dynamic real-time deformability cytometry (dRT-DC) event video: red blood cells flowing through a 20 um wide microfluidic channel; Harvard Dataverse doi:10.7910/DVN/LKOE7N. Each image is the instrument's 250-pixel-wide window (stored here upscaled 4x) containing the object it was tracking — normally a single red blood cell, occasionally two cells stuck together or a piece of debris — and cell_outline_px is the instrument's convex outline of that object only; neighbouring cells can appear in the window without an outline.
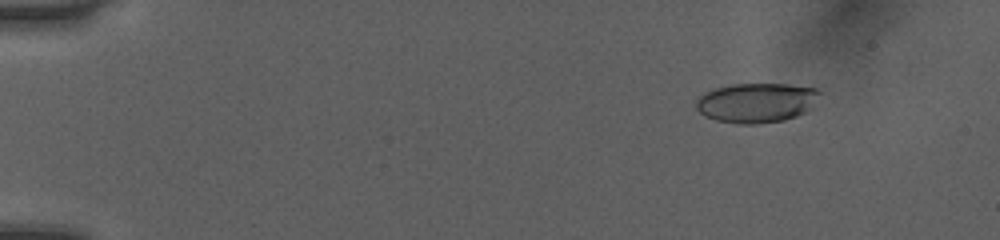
{"species": "human", "species_latin": "Homo sapiens", "temperature_condition": "room temperature", "stored_images_in_passage": 51, "camera_frame_rate_fps": 3000, "um_per_image_px": 0.085, "donor": {"sex": "female"}, "frame": {"image": 1, "passage_image": 6, "time_ms": 1.667, "image_size_px": [1000, 240], "cell_outline_px": [[820, 92], [804, 112], [796, 116], [784, 120], [756, 124], [736, 124], [716, 120], [704, 116], [696, 108], [696, 100], [704, 92], [712, 88], [732, 84], [788, 84], [816, 88]], "centroid_in_image_um": [64.21, 8.73], "position_along_channel_um": 20.8, "area_um2": 28.38}}
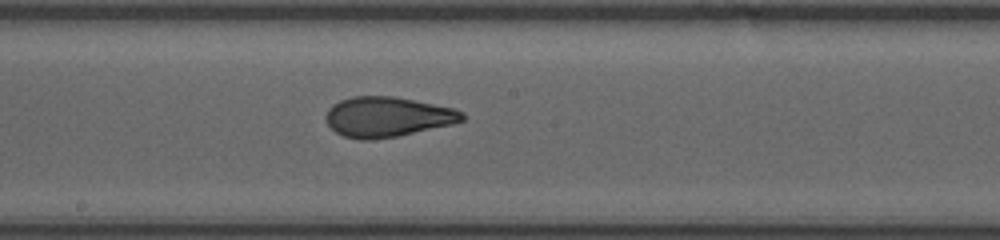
{"frame": {"image": 2, "passage_image": 29, "time_ms": 9.333, "image_size_px": [1000, 240], "cell_outline_px": [[464, 120], [452, 124], [396, 136], [368, 140], [360, 140], [344, 136], [336, 132], [328, 124], [328, 108], [332, 104], [340, 100], [352, 96], [396, 96], [452, 108], [464, 112]], "centroid_in_image_um": [32.93, 9.92], "position_along_channel_um": 215.3, "area_um2": 31.5}}
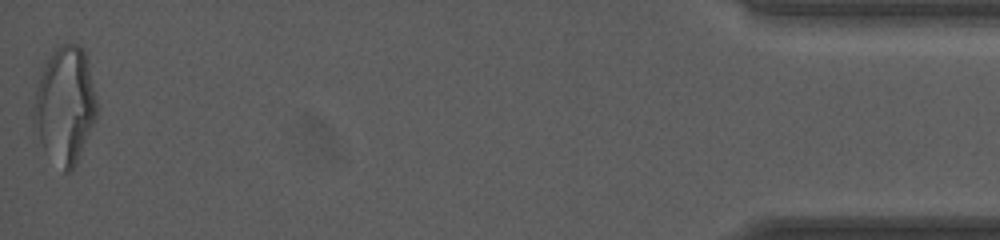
{"frame": {"image": 3, "passage_image": 51, "time_ms": 16.667, "image_size_px": [1000, 240], "cell_outline_px": [[96, 116], [76, 164], [68, 172], [64, 172], [44, 148], [32, 124], [32, 116], [36, 88], [44, 60], [56, 44], [76, 44], [84, 52], [88, 60], [96, 100]], "centroid_in_image_um": [5.49, 8.87], "position_along_channel_um": 429.7, "area_um2": 42.71}, "authors_computed_cell_mechanics": {"area_um2": 31.4432, "velocity_mm_per_s": 4.0682, "shape_relaxation_time_tau1_ms": 5.8378, "shape_relaxation_time_tau2_ms": 1.1859, "deformation_change_tau1": 0.2181, "deformation_change_tau2": 0.0897}}